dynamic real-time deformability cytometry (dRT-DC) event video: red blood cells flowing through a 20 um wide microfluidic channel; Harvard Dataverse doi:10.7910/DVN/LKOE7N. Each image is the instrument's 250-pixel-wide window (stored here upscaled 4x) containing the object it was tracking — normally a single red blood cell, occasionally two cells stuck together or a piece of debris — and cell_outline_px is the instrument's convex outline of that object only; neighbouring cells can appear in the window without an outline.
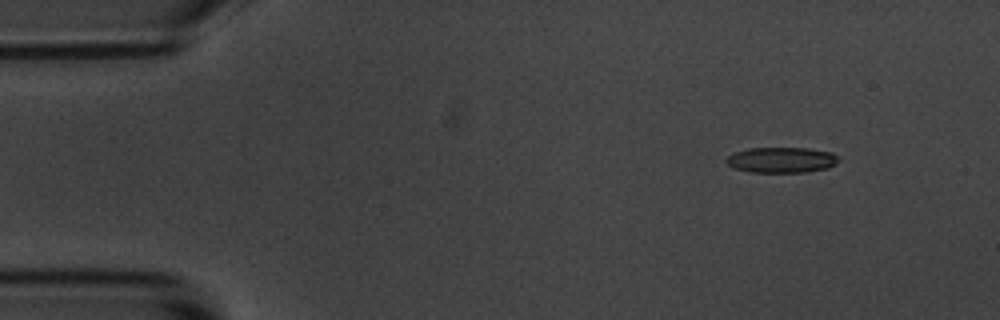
{"species": "common noctule bat (a hibernating species)", "species_latin": "Nyctalus noctula", "temperature_condition": "room temperature", "stored_images_in_passage": 3, "camera_frame_rate_fps": 3000, "um_per_image_px": 0.085, "animal": {"sex": "male", "body_mass_g": 20.1, "forearm_length_mm": 53.5}, "frame": {"image": 1, "passage_image": 1, "time_ms": 0.0, "image_size_px": [1000, 320], "cell_outline_px": [[840, 160], [836, 164], [828, 168], [808, 172], [748, 172], [732, 168], [724, 160], [728, 156], [736, 152], [748, 148], [808, 148], [832, 152]], "centroid_in_image_um": [66.43, 13.6], "position_along_channel_um": 18.6, "area_um2": 16.88}}
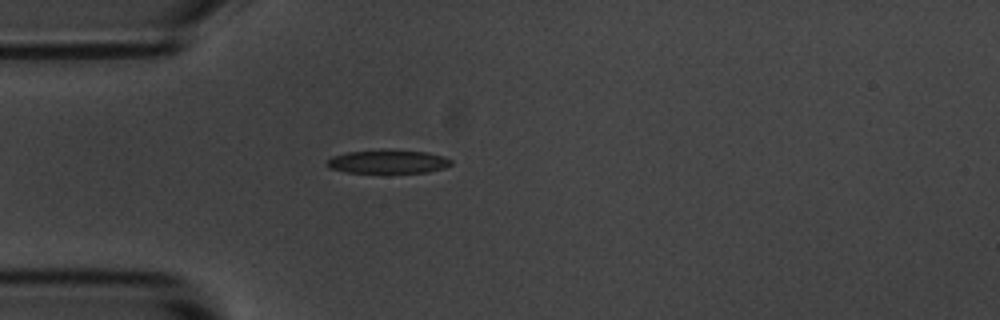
{"frame": {"image": 2, "passage_image": 3, "time_ms": 3.0, "image_size_px": [1000, 320], "cell_outline_px": [[452, 164], [444, 168], [428, 172], [348, 172], [328, 168], [324, 164], [332, 156], [348, 152], [428, 152], [444, 156], [452, 160]], "centroid_in_image_um": [32.98, 13.77], "position_along_channel_um": 52.0, "area_um2": 16.18}}